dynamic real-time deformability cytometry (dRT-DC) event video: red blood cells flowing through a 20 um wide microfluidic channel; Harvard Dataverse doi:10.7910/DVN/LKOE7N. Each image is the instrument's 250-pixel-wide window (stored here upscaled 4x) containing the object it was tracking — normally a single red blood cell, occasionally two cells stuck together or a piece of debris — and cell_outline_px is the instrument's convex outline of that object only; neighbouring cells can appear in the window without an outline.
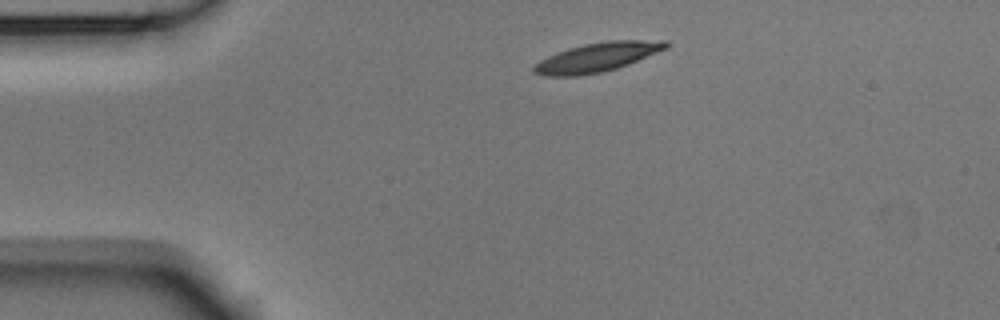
{"species": "Egyptian fruit bat (a non-hibernating species)", "species_latin": "Rousettus aegyptiacus", "temperature_condition": "room temperature", "stored_images_in_passage": 11, "camera_frame_rate_fps": 3000, "um_per_image_px": 0.085, "animal": {"sex": "male"}, "frame": {"image": 1, "passage_image": 1, "time_ms": 0.0, "image_size_px": [1000, 320], "cell_outline_px": [[672, 44], [668, 48], [628, 64], [604, 72], [576, 76], [544, 76], [532, 72], [532, 68], [540, 60], [548, 56], [568, 48], [584, 44], [608, 40], [668, 40]], "centroid_in_image_um": [50.8, 4.86], "position_along_channel_um": 34.2, "area_um2": 22.54}}
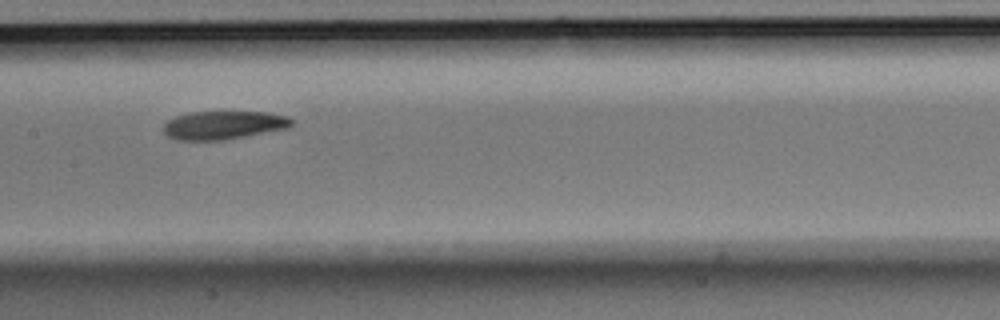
{"frame": {"image": 2, "passage_image": 5, "time_ms": 1.333, "image_size_px": [1000, 320], "cell_outline_px": [[292, 124], [288, 128], [224, 140], [176, 140], [168, 136], [164, 132], [164, 124], [168, 120], [176, 116], [192, 112], [268, 112], [288, 116], [292, 120]], "centroid_in_image_um": [19.01, 10.63], "position_along_channel_um": 188.4, "area_um2": 21.1}}
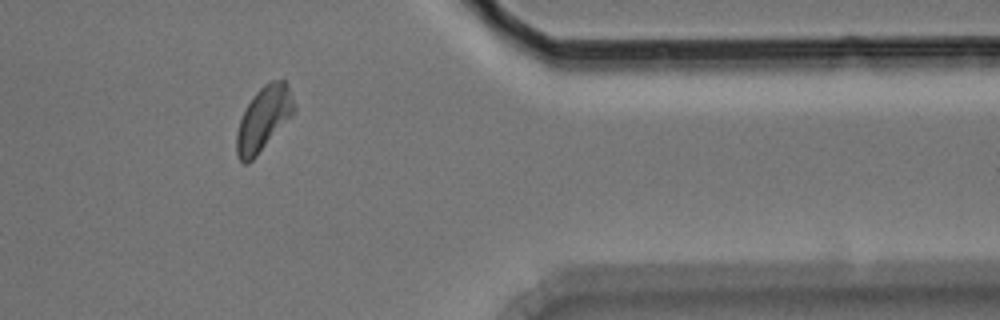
{"frame": {"image": 3, "passage_image": 10, "time_ms": 3.0, "image_size_px": [1000, 320], "cell_outline_px": [[296, 108], [292, 116], [256, 156], [248, 164], [244, 164], [236, 156], [236, 132], [240, 120], [248, 104], [256, 92], [264, 84], [272, 80], [284, 80], [296, 104]], "centroid_in_image_um": [22.4, 10.11], "position_along_channel_um": 389.0, "area_um2": 21.33}}